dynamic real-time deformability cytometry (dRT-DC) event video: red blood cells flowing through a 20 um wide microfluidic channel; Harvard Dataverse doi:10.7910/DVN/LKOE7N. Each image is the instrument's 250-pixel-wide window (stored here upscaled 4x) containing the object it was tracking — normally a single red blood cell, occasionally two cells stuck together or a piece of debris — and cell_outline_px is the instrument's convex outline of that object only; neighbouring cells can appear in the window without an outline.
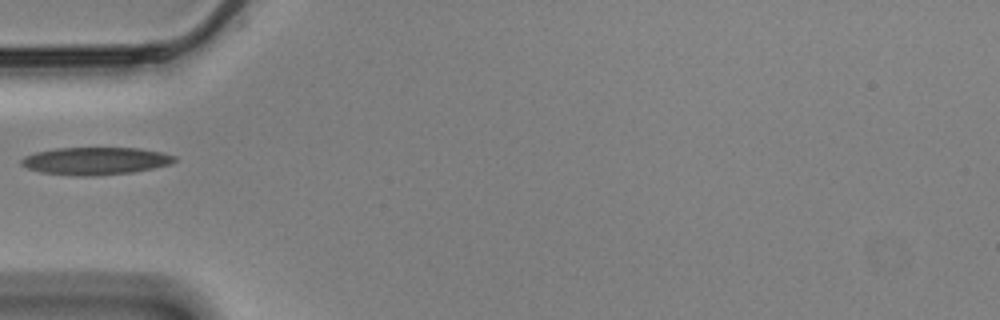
{"species": "Egyptian fruit bat (a non-hibernating species)", "species_latin": "Rousettus aegyptiacus", "temperature_condition": "cold", "stored_images_in_passage": 1, "camera_frame_rate_fps": 3000, "um_per_image_px": 0.085, "animal": {"sex": "male"}, "frame": {"image": 1, "passage_image": 1, "time_ms": 0.0, "image_size_px": [1000, 320], "cell_outline_px": [[176, 160], [172, 164], [132, 172], [96, 176], [76, 176], [40, 172], [28, 168], [20, 164], [20, 160], [24, 156], [36, 152], [64, 144], [140, 148], [164, 152], [176, 156]], "centroid_in_image_um": [8.07, 13.61], "position_along_channel_um": 76.9, "area_um2": 26.13}}